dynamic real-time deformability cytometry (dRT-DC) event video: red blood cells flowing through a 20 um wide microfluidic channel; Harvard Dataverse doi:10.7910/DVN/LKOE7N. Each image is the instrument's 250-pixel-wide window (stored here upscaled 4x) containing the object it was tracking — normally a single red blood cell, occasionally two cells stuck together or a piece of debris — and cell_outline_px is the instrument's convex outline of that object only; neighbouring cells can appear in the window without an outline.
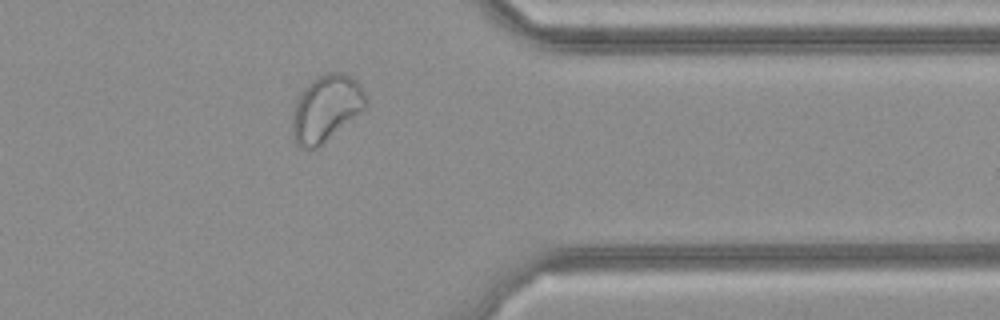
{"species": "common noctule bat (a hibernating species)", "species_latin": "Nyctalus noctula", "temperature_condition": "cold", "stored_images_in_passage": 26, "camera_frame_rate_fps": 3000, "um_per_image_px": 0.085, "animal": {"sex": "female", "body_mass_g": 21.9}, "frame": {"image": 1, "passage_image": 19, "time_ms": 6.0, "image_size_px": [1000, 320], "cell_outline_px": [[368, 104], [360, 112], [316, 148], [304, 148], [296, 144], [292, 136], [292, 112], [296, 96], [312, 80], [328, 72], [344, 72], [356, 80], [360, 84], [364, 92]], "centroid_in_image_um": [27.68, 9.18], "position_along_channel_um": 383.7, "area_um2": 28.26}}